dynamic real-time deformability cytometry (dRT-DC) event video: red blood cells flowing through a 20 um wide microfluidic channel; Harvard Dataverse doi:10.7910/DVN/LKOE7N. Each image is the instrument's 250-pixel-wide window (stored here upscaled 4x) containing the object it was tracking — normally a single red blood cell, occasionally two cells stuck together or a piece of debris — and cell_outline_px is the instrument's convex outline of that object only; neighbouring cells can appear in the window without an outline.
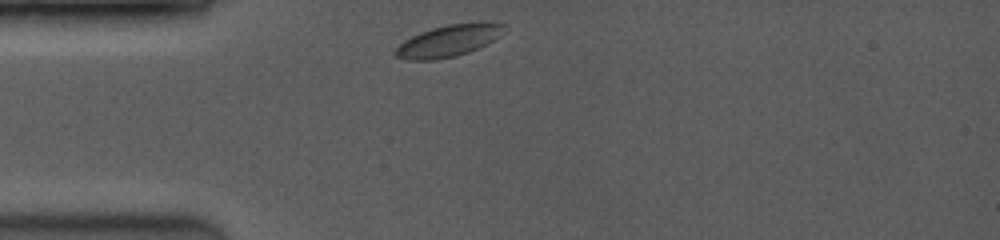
{"species": "common noctule bat (a hibernating species)", "species_latin": "Nyctalus noctula", "temperature_condition": "room temperature", "stored_images_in_passage": 4, "camera_frame_rate_fps": 3500, "um_per_image_px": 0.085, "animal": {"sex": "female", "body_mass_g": 19.0, "forearm_length_mm": 53.3}, "frame": {"image": 1, "passage_image": 1, "time_ms": 0.0, "image_size_px": [1000, 240], "cell_outline_px": [[508, 28], [500, 36], [468, 52], [456, 56], [436, 60], [408, 60], [396, 56], [392, 52], [404, 40], [420, 32], [432, 28], [448, 24], [480, 20], [484, 20], [504, 24]], "centroid_in_image_um": [38.17, 3.43], "position_along_channel_um": 46.8, "area_um2": 20.46}}